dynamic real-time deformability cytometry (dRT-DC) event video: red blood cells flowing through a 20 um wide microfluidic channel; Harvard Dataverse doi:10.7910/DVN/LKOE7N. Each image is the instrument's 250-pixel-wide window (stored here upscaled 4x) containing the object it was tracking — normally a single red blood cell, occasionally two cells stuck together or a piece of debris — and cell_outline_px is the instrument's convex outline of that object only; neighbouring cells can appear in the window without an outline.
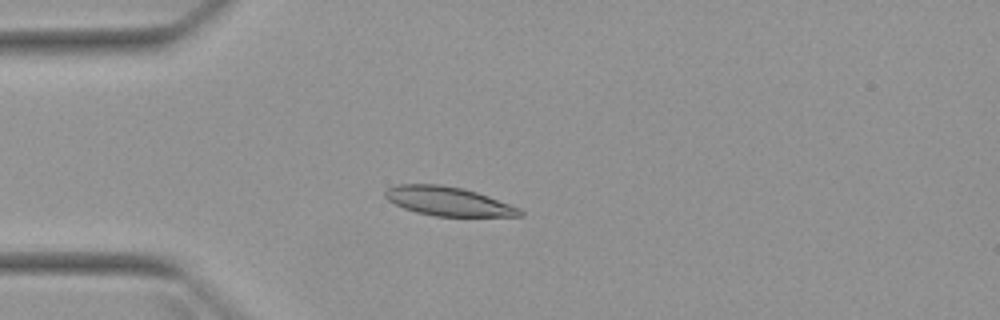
{"species": "Egyptian fruit bat (a non-hibernating species)", "species_latin": "Rousettus aegyptiacus", "temperature_condition": "warm", "stored_images_in_passage": 3, "camera_frame_rate_fps": 3000, "um_per_image_px": 0.085, "animal": {"sex": "female"}, "frame": {"image": 1, "passage_image": 3, "time_ms": 2.333, "image_size_px": [1000, 320], "cell_outline_px": [[524, 216], [436, 216], [416, 212], [404, 208], [388, 200], [384, 196], [384, 192], [388, 188], [396, 184], [440, 184], [460, 188], [476, 192], [488, 196], [520, 208], [524, 212]], "centroid_in_image_um": [38.09, 17.11], "position_along_channel_um": 46.9, "area_um2": 22.6}}